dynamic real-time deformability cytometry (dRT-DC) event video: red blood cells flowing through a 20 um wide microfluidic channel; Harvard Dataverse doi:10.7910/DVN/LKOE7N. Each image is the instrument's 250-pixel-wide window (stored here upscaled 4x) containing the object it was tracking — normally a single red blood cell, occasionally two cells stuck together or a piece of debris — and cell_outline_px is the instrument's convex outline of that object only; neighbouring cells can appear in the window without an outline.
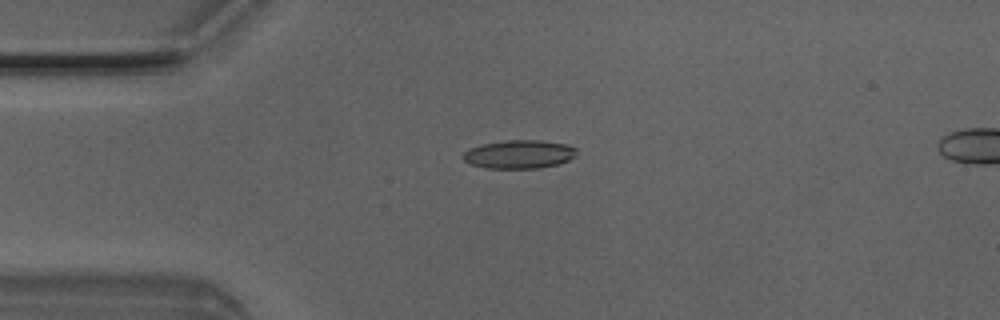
{"species": "Egyptian fruit bat (a non-hibernating species)", "species_latin": "Rousettus aegyptiacus", "temperature_condition": "room temperature", "stored_images_in_passage": 5, "camera_frame_rate_fps": 3000, "um_per_image_px": 0.085, "animal": {"sex": "male"}, "frame": {"image": 1, "passage_image": 1, "time_ms": 0.0, "image_size_px": [1000, 320], "cell_outline_px": [[576, 152], [568, 160], [556, 164], [540, 168], [484, 168], [468, 164], [460, 156], [464, 152], [480, 144], [504, 140], [540, 140], [568, 144], [576, 148]], "centroid_in_image_um": [44.07, 13.11], "position_along_channel_um": 40.9, "area_um2": 18.9}}